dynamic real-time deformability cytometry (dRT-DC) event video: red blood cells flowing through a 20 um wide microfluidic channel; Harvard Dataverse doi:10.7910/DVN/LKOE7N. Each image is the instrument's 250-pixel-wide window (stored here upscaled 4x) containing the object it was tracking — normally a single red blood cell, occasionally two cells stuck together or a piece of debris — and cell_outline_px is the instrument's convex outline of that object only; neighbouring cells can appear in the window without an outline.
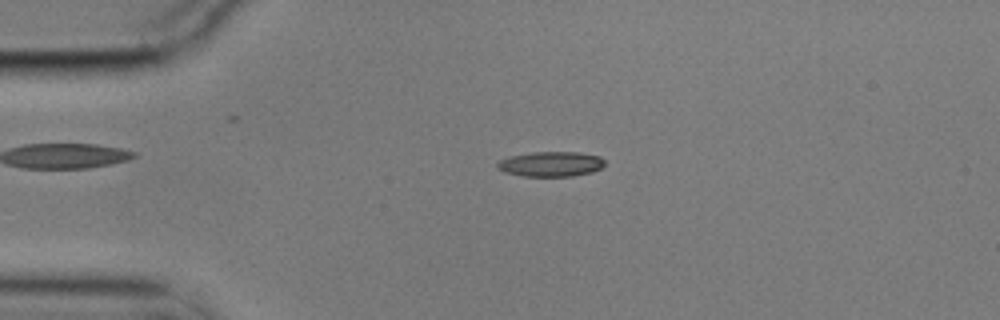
{"species": "common noctule bat (a hibernating species)", "species_latin": "Nyctalus noctula", "temperature_condition": "cold", "stored_images_in_passage": 56, "camera_frame_rate_fps": 3000, "um_per_image_px": 0.085, "animal": {"sex": "male", "body_mass_g": 17.9}, "frame": {"image": 1, "passage_image": 12, "time_ms": 3.667, "image_size_px": [1000, 320], "cell_outline_px": [[604, 164], [600, 168], [592, 172], [572, 176], [524, 176], [504, 172], [496, 168], [496, 164], [500, 160], [508, 156], [532, 152], [576, 152], [600, 156], [604, 160]], "centroid_in_image_um": [46.79, 13.94], "position_along_channel_um": 38.2, "area_um2": 15.66}}
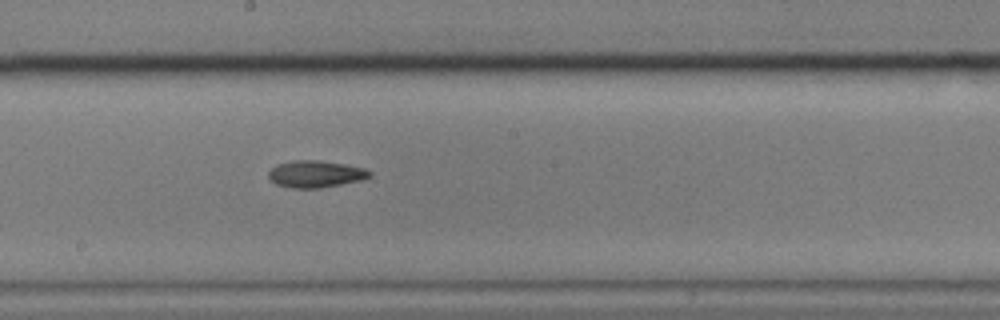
{"frame": {"image": 2, "passage_image": 30, "time_ms": 9.667, "image_size_px": [1000, 320], "cell_outline_px": [[372, 176], [364, 180], [320, 188], [292, 188], [276, 184], [268, 176], [268, 172], [276, 164], [292, 160], [320, 160], [344, 164], [364, 168], [372, 172]], "centroid_in_image_um": [26.85, 14.79], "position_along_channel_um": 221.4, "area_um2": 16.01}}
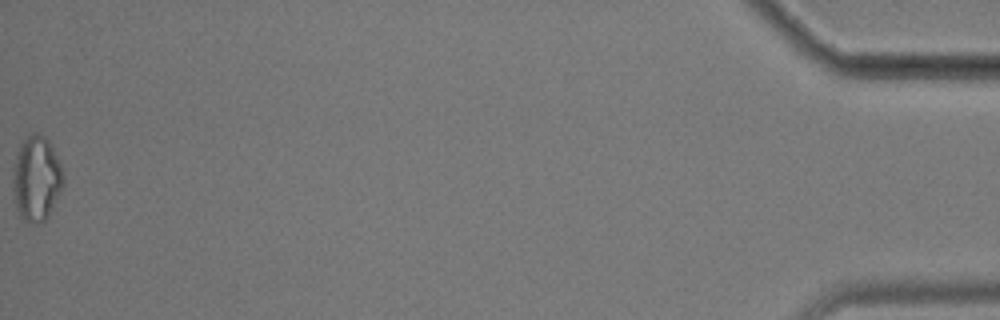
{"frame": {"image": 3, "passage_image": 56, "time_ms": 18.333, "image_size_px": [1000, 320], "cell_outline_px": [[64, 188], [48, 216], [40, 224], [28, 224], [20, 220], [16, 204], [12, 180], [12, 168], [16, 152], [20, 140], [32, 132], [36, 132], [44, 136], [48, 140], [60, 164], [64, 176]], "centroid_in_image_um": [3.08, 15.19], "position_along_channel_um": 432.1, "area_um2": 25.72}, "authors_computed_cell_mechanics": {"area_um2": 15.8083, "velocity_mm_per_s": 3.5518, "shape_relaxation_time_tau1_ms": 5.2383, "shape_relaxation_time_tau2_ms": null, "deformation_change_tau1": 0.1184, "deformation_change_tau2": null}}